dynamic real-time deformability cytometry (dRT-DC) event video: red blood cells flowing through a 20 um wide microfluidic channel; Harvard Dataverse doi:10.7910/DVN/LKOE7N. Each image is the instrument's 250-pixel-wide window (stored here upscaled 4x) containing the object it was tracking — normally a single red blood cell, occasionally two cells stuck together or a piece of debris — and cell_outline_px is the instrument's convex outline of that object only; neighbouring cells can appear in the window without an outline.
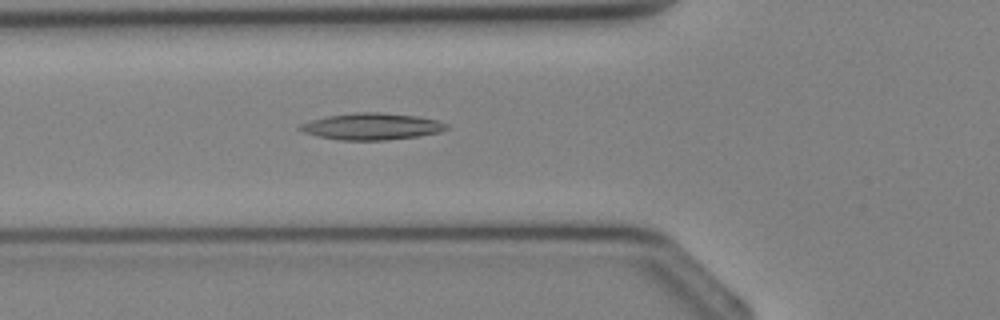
{"species": "Egyptian fruit bat (a non-hibernating species)", "species_latin": "Rousettus aegyptiacus", "temperature_condition": "cold", "stored_images_in_passage": 35, "segment_of_instrument_passage": [1, 2], "camera_frame_rate_fps": 3000, "um_per_image_px": 0.085, "animal": {"sex": "female"}, "frame": {"image": 1, "passage_image": 12, "time_ms": 3.667, "image_size_px": [1000, 320], "cell_outline_px": [[448, 128], [440, 132], [416, 136], [384, 140], [340, 140], [320, 136], [304, 132], [296, 128], [300, 124], [324, 116], [356, 112], [380, 112], [416, 116], [436, 120], [448, 124]], "centroid_in_image_um": [31.58, 10.74], "position_along_channel_um": 94.2, "area_um2": 22.6}}
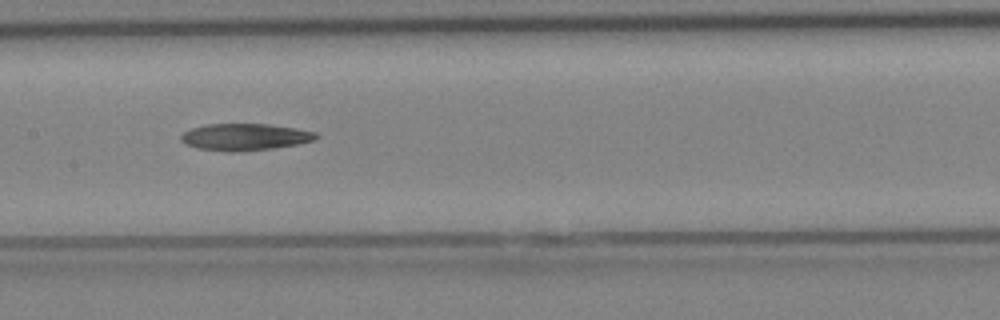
{"frame": {"image": 2, "passage_image": 17, "time_ms": 5.333, "image_size_px": [1000, 320], "cell_outline_px": [[316, 136], [312, 140], [296, 144], [272, 148], [236, 152], [228, 152], [196, 148], [180, 140], [180, 136], [184, 132], [192, 128], [208, 124], [268, 124], [316, 132]], "centroid_in_image_um": [20.75, 11.64], "position_along_channel_um": 186.7, "area_um2": 20.75}}
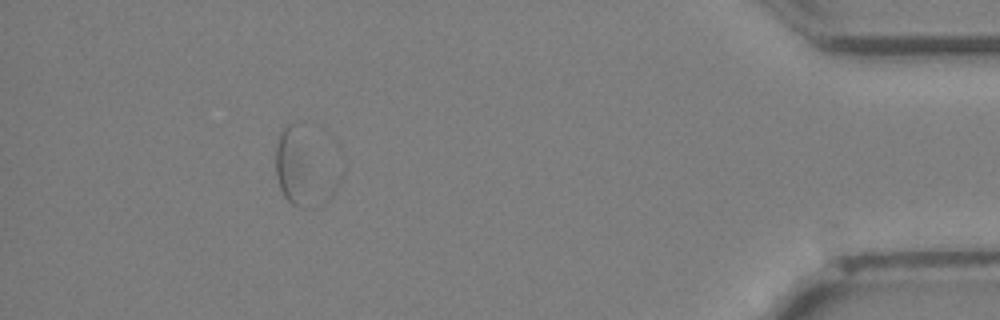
{"frame": {"image": 3, "passage_image": 32, "time_ms": 10.333, "image_size_px": [1000, 320], "cell_outline_px": [[304, 172], [296, 204], [292, 204], [284, 196], [280, 188], [276, 176], [276, 148], [280, 136], [284, 128], [288, 124], [292, 124], [304, 164]], "centroid_in_image_um": [24.59, 13.99], "position_along_channel_um": 410.6, "area_um2": 11.5}}